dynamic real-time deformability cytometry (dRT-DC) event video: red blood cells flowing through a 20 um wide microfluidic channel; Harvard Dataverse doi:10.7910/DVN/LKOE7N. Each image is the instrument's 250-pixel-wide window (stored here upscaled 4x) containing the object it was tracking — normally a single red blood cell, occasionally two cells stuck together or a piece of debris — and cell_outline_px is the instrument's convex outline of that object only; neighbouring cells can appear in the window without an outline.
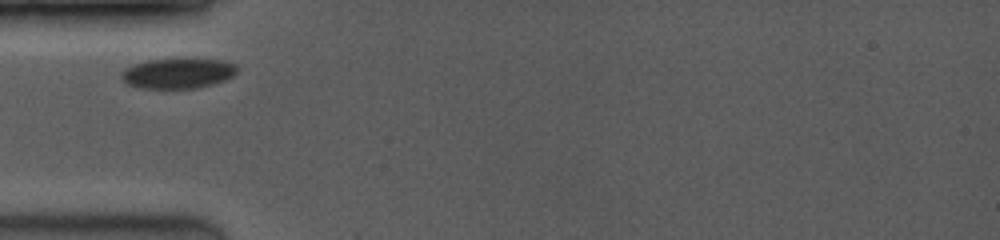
{"species": "common noctule bat (a hibernating species)", "species_latin": "Nyctalus noctula", "temperature_condition": "room temperature", "stored_images_in_passage": 2, "camera_frame_rate_fps": 3500, "um_per_image_px": 0.085, "animal": {"sex": "female", "body_mass_g": 19.0, "forearm_length_mm": 53.3}, "frame": {"image": 1, "passage_image": 1, "time_ms": 0.0, "image_size_px": [1000, 240], "cell_outline_px": [[240, 68], [232, 76], [224, 80], [212, 84], [196, 88], [144, 88], [128, 84], [120, 76], [120, 72], [124, 68], [148, 60], [184, 56], [192, 56], [224, 60], [236, 64]], "centroid_in_image_um": [15.18, 6.17], "position_along_channel_um": 69.8, "area_um2": 21.21}}